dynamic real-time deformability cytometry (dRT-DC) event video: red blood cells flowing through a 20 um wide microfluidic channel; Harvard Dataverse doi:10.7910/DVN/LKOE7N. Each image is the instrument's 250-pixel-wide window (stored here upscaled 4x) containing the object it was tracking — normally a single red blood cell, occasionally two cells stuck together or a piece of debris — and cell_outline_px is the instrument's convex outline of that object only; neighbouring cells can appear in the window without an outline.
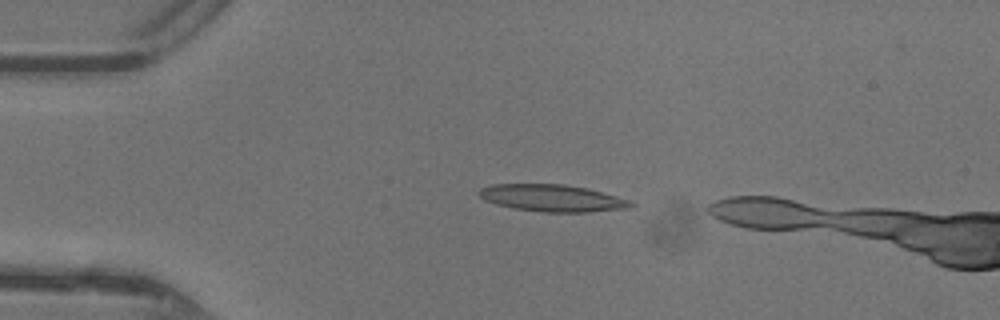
{"species": "common noctule bat (a hibernating species)", "species_latin": "Nyctalus noctula", "temperature_condition": "warm", "stored_images_in_passage": 36, "camera_frame_rate_fps": 3000, "um_per_image_px": 0.085, "animal": {"sex": "female"}, "frame": {"image": 1, "passage_image": 6, "time_ms": 1.667, "image_size_px": [1000, 320], "cell_outline_px": [[636, 204], [628, 208], [588, 212], [544, 212], [512, 208], [496, 204], [484, 200], [476, 192], [480, 188], [492, 184], [564, 184], [584, 188], [632, 200]], "centroid_in_image_um": [46.91, 16.84], "position_along_channel_um": 38.1, "area_um2": 23.87}}
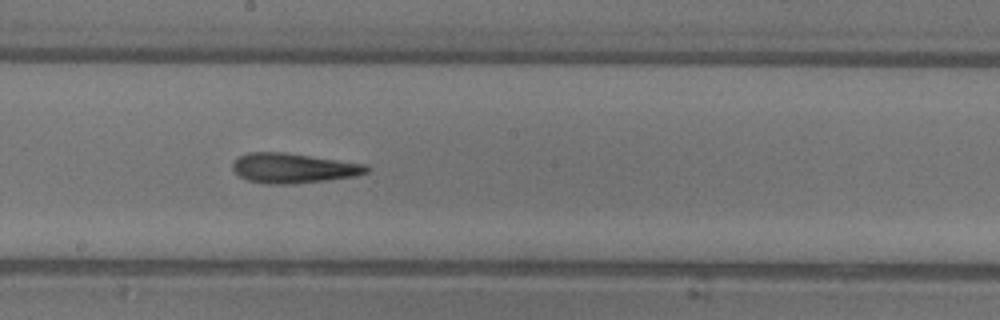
{"frame": {"image": 2, "passage_image": 21, "time_ms": 6.667, "image_size_px": [1000, 320], "cell_outline_px": [[368, 172], [356, 176], [292, 184], [268, 184], [248, 180], [240, 176], [232, 168], [232, 164], [240, 156], [248, 152], [284, 152], [368, 164]], "centroid_in_image_um": [24.95, 14.28], "position_along_channel_um": 223.2, "area_um2": 23.18}}
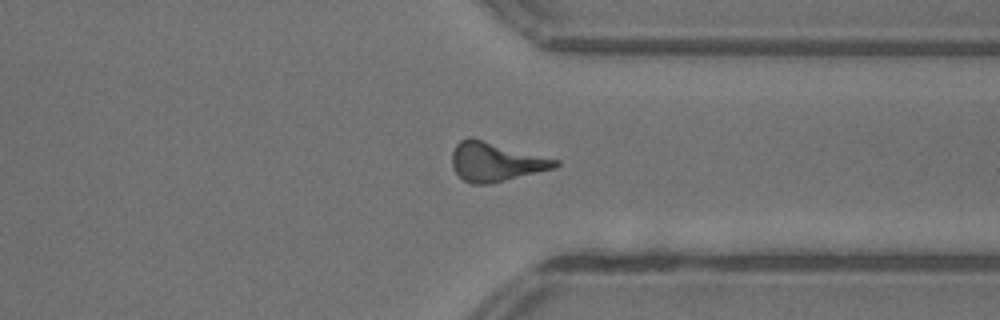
{"frame": {"image": 3, "passage_image": 31, "time_ms": 10.0, "image_size_px": [1000, 320], "cell_outline_px": [[560, 164], [556, 168], [488, 184], [472, 184], [464, 180], [456, 172], [452, 164], [452, 152], [456, 144], [460, 140], [468, 136], [472, 136], [560, 160]], "centroid_in_image_um": [42.15, 13.72], "position_along_channel_um": 369.3, "area_um2": 23.7}}